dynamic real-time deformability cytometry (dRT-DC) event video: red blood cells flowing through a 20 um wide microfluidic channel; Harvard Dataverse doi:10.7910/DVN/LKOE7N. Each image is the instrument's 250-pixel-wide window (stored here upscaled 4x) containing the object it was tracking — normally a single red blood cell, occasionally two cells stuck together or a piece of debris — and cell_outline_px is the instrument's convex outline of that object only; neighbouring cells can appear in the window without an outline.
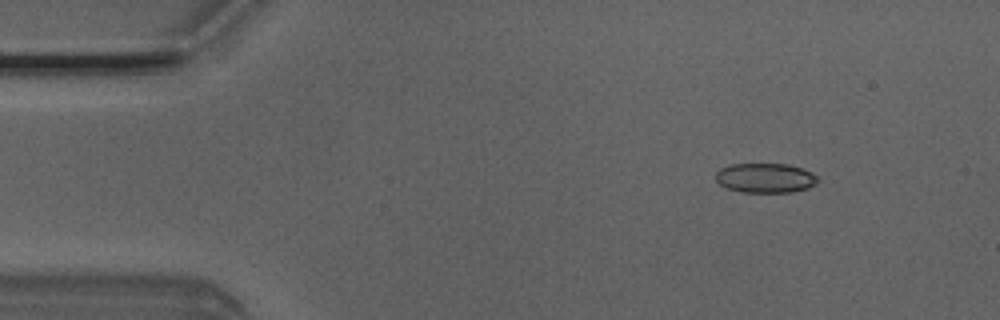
{"species": "Egyptian fruit bat (a non-hibernating species)", "species_latin": "Rousettus aegyptiacus", "temperature_condition": "room temperature", "stored_images_in_passage": 4, "camera_frame_rate_fps": 3000, "um_per_image_px": 0.085, "animal": {"sex": "male"}, "frame": {"image": 1, "passage_image": 2, "time_ms": 0.333, "image_size_px": [1000, 320], "cell_outline_px": [[820, 180], [816, 184], [808, 188], [792, 192], [740, 192], [728, 188], [720, 184], [716, 180], [716, 172], [720, 168], [732, 164], [788, 164], [812, 172]], "centroid_in_image_um": [65.07, 15.13], "position_along_channel_um": 19.9, "area_um2": 17.63}}